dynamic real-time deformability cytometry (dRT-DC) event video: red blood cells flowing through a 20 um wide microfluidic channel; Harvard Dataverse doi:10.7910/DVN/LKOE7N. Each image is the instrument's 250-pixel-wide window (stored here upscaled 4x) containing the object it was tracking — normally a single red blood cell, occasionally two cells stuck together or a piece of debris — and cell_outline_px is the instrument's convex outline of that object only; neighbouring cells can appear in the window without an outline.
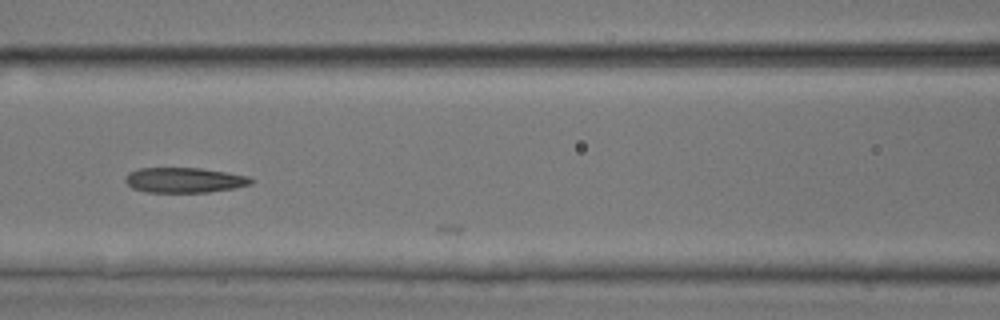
{"species": "common noctule bat (a hibernating species)", "species_latin": "Nyctalus noctula", "temperature_condition": "room temperature", "stored_images_in_passage": 25, "camera_frame_rate_fps": 3000, "um_per_image_px": 0.085, "animal": {"sex": "male", "body_mass_g": 17.9, "forearm_length_mm": 54.2}, "frame": {"image": 1, "passage_image": 24, "time_ms": 7.667, "image_size_px": [1000, 320], "cell_outline_px": [[252, 184], [232, 188], [208, 192], [148, 192], [132, 188], [124, 180], [128, 172], [140, 168], [200, 168], [248, 176], [252, 180]], "centroid_in_image_um": [15.63, 15.31], "position_along_channel_um": 151.0, "area_um2": 18.21}}